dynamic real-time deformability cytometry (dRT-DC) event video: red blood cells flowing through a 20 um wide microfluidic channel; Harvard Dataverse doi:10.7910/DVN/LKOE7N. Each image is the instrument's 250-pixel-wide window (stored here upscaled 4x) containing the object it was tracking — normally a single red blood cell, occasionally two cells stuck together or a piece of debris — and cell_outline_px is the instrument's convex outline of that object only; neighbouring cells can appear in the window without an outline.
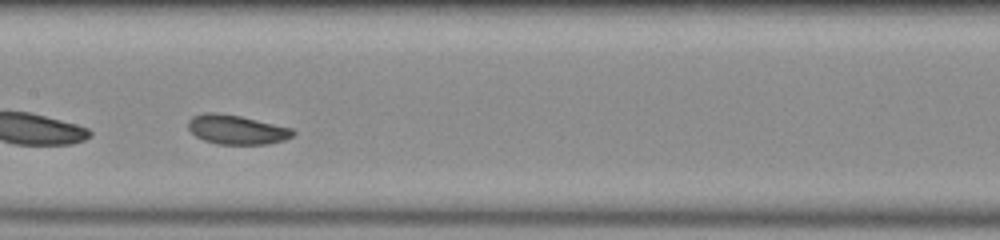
{"species": "common noctule bat (a hibernating species)", "species_latin": "Nyctalus noctula", "temperature_condition": "room temperature", "stored_images_in_passage": 33, "camera_frame_rate_fps": 3000, "um_per_image_px": 0.085, "animal": {"sex": "male", "body_mass_g": 20.0, "forearm_length_mm": 53.3}, "frame": {"image": 1, "passage_image": 10, "time_ms": 3.0, "image_size_px": [1000, 240], "cell_outline_px": [[296, 132], [292, 136], [284, 140], [268, 144], [216, 144], [204, 140], [196, 136], [188, 128], [188, 120], [192, 116], [204, 112], [216, 112], [240, 116], [292, 128]], "centroid_in_image_um": [20.09, 11.01], "position_along_channel_um": 187.3, "area_um2": 17.92}}